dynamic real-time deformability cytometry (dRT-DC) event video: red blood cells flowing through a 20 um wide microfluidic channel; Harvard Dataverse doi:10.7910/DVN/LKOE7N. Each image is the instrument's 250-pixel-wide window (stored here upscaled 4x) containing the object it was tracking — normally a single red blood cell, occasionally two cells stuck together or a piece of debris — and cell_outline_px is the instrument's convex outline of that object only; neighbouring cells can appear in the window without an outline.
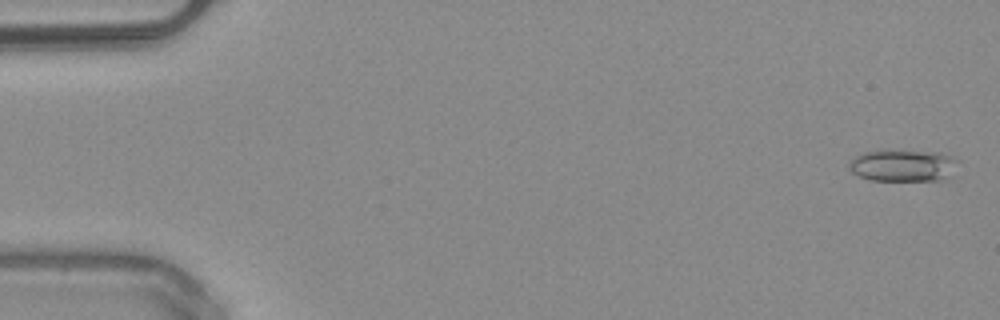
{"species": "common noctule bat (a hibernating species)", "species_latin": "Nyctalus noctula", "temperature_condition": "warm", "stored_images_in_passage": 51, "camera_frame_rate_fps": 3000, "um_per_image_px": 0.085, "animal": {"sex": "male", "body_mass_g": 20.4}, "frame": {"image": 1, "passage_image": 2, "time_ms": 0.333, "image_size_px": [1000, 320], "cell_outline_px": [[960, 160], [940, 180], [868, 180], [852, 172], [848, 168], [848, 164], [856, 156], [864, 152], [880, 148], [884, 148], [940, 152], [952, 156]], "centroid_in_image_um": [76.67, 14.01], "position_along_channel_um": 8.3, "area_um2": 20.52}}
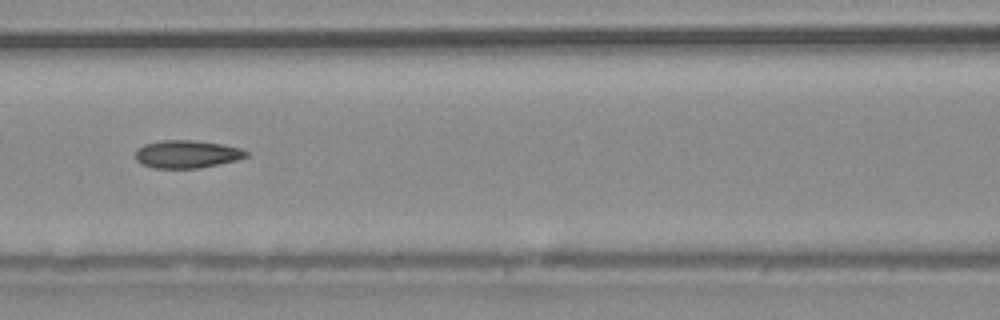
{"frame": {"image": 2, "passage_image": 23, "time_ms": 7.333, "image_size_px": [1000, 320], "cell_outline_px": [[248, 156], [240, 160], [200, 168], [152, 168], [140, 164], [136, 160], [136, 148], [144, 144], [160, 140], [192, 140], [220, 144], [240, 148], [248, 152]], "centroid_in_image_um": [15.87, 13.11], "position_along_channel_um": 150.7, "area_um2": 18.15}}
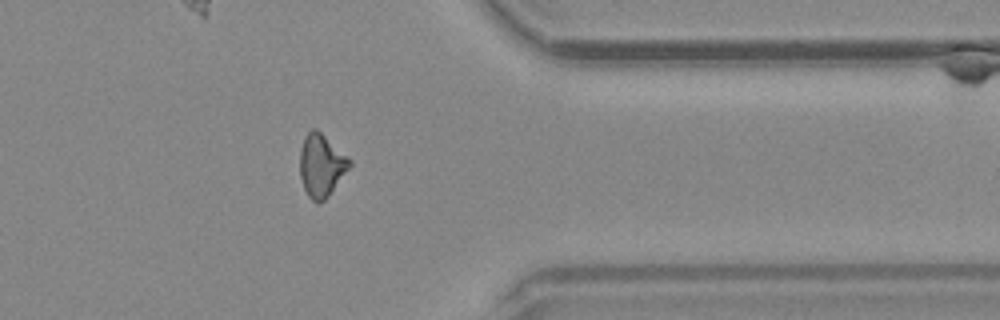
{"frame": {"image": 3, "passage_image": 41, "time_ms": 13.333, "image_size_px": [1000, 320], "cell_outline_px": [[352, 164], [328, 196], [324, 200], [316, 204], [308, 196], [304, 188], [300, 176], [300, 148], [304, 136], [312, 128], [316, 128], [352, 160]], "centroid_in_image_um": [27.3, 14.05], "position_along_channel_um": 384.1, "area_um2": 18.09}, "authors_computed_cell_mechanics": {"area_um2": 18.0914, "velocity_mm_per_s": 4.0757, "shape_relaxation_time_tau1_ms": null, "shape_relaxation_time_tau2_ms": 1.9996, "deformation_change_tau1": null, "deformation_change_tau2": 0.0883}}